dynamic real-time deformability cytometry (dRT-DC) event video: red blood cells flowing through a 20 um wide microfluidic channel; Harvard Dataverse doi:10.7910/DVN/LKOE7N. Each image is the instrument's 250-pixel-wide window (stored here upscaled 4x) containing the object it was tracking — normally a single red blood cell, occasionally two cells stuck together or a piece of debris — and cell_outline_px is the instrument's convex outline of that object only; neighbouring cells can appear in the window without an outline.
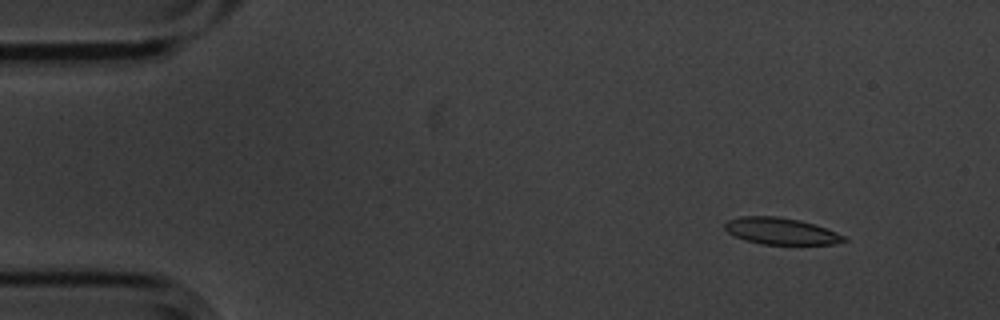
{"species": "common noctule bat (a hibernating species)", "species_latin": "Nyctalus noctula", "temperature_condition": "cold", "stored_images_in_passage": 5, "camera_frame_rate_fps": 3000, "um_per_image_px": 0.085, "animal": {"sex": "male", "body_mass_g": 20.1, "forearm_length_mm": 53.5}, "frame": {"image": 1, "passage_image": 2, "time_ms": 0.333, "image_size_px": [1000, 320], "cell_outline_px": [[848, 240], [836, 244], [760, 244], [736, 236], [728, 232], [724, 228], [724, 224], [728, 220], [740, 216], [776, 216], [800, 220], [816, 224], [836, 232], [844, 236]], "centroid_in_image_um": [66.4, 19.64], "position_along_channel_um": 18.6, "area_um2": 18.44}}
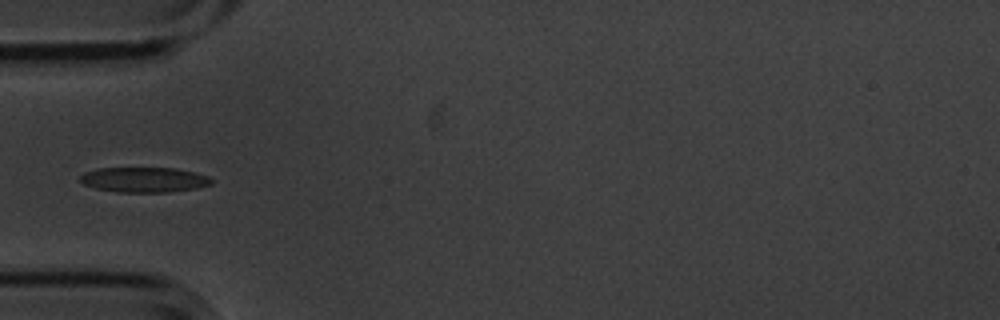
{"frame": {"image": 2, "passage_image": 5, "time_ms": 1.333, "image_size_px": [1000, 320], "cell_outline_px": [[212, 184], [196, 188], [168, 192], [116, 192], [96, 188], [84, 184], [80, 180], [80, 176], [84, 172], [100, 168], [176, 168], [196, 172], [208, 176], [212, 180]], "centroid_in_image_um": [12.26, 15.27], "position_along_channel_um": 72.7, "area_um2": 19.19}}